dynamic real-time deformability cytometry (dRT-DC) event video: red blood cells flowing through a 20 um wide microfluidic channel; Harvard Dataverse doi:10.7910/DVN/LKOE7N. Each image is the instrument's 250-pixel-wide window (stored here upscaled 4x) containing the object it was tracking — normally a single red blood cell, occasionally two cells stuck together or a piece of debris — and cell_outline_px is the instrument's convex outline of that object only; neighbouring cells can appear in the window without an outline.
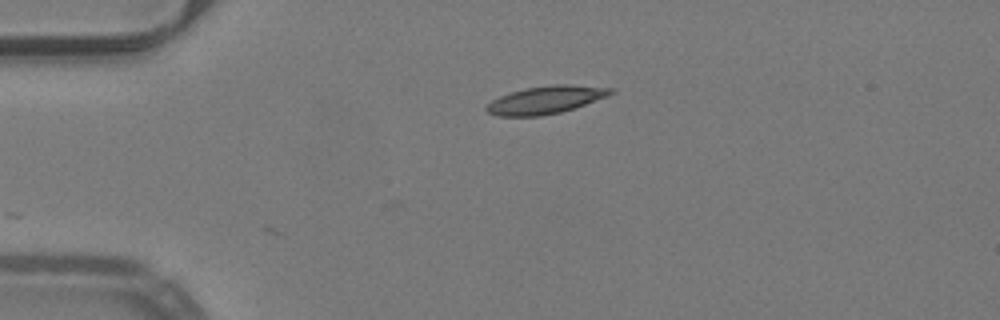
{"species": "common noctule bat (a hibernating species)", "species_latin": "Nyctalus noctula", "temperature_condition": "warm", "stored_images_in_passage": 23, "camera_frame_rate_fps": 3000, "um_per_image_px": 0.085, "animal": {"sex": "male", "body_mass_g": 19.2, "forearm_length_mm": 51.8}, "frame": {"image": 1, "passage_image": 1, "time_ms": 0.0, "image_size_px": [1000, 320], "cell_outline_px": [[616, 92], [608, 96], [560, 112], [540, 116], [496, 116], [488, 112], [484, 108], [492, 100], [500, 96], [524, 88], [552, 84], [568, 84], [616, 88]], "centroid_in_image_um": [46.4, 8.47], "position_along_channel_um": 38.6, "area_um2": 20.06}}
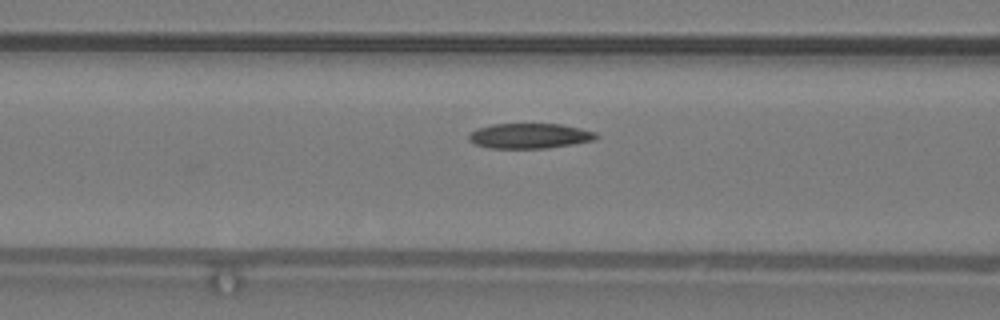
{"frame": {"image": 2, "passage_image": 10, "time_ms": 3.0, "image_size_px": [1000, 320], "cell_outline_px": [[600, 136], [596, 140], [548, 148], [488, 148], [476, 144], [468, 140], [468, 136], [476, 128], [492, 124], [560, 124], [580, 128], [596, 132]], "centroid_in_image_um": [45.04, 11.55], "position_along_channel_um": 121.6, "area_um2": 18.73}}
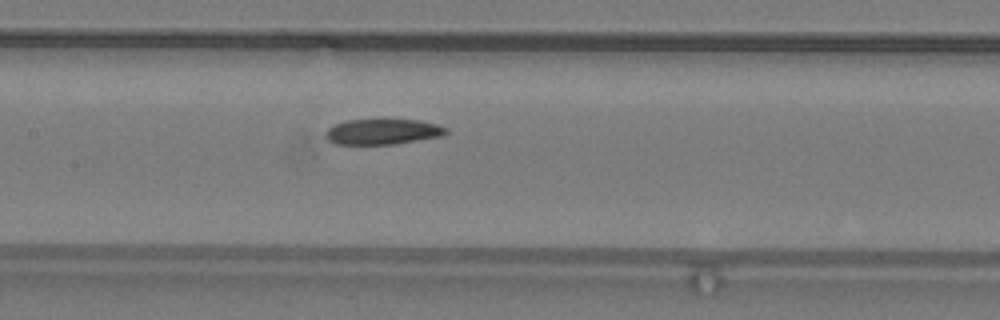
{"frame": {"image": 3, "passage_image": 14, "time_ms": 4.333, "image_size_px": [1000, 320], "cell_outline_px": [[448, 132], [440, 136], [396, 144], [332, 144], [324, 136], [324, 132], [328, 128], [336, 124], [348, 120], [420, 120], [436, 124], [448, 128]], "centroid_in_image_um": [32.5, 11.2], "position_along_channel_um": 174.9, "area_um2": 17.86}}